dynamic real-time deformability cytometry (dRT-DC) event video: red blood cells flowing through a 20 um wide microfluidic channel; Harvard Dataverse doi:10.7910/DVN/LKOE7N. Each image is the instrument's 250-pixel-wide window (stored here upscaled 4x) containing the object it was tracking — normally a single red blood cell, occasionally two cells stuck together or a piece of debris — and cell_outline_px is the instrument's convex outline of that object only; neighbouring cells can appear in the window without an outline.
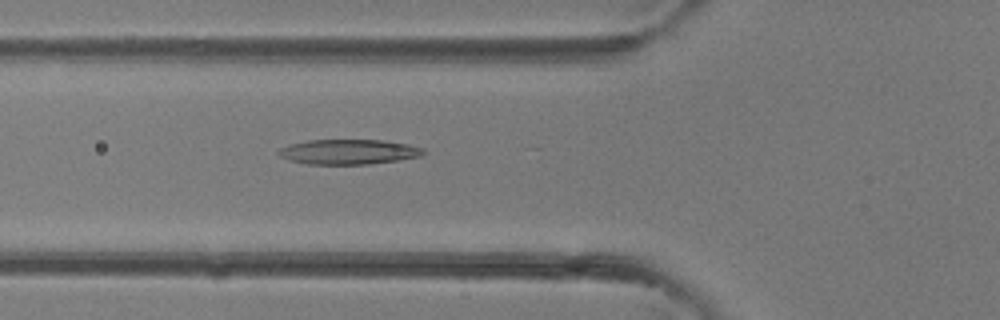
{"species": "common noctule bat (a hibernating species)", "species_latin": "Nyctalus noctula", "temperature_condition": "room temperature", "stored_images_in_passage": 36, "camera_frame_rate_fps": 3000, "um_per_image_px": 0.085, "animal": {"sex": "female"}, "frame": {"image": 1, "passage_image": 11, "time_ms": 3.333, "image_size_px": [1000, 320], "cell_outline_px": [[424, 152], [420, 156], [400, 160], [368, 164], [308, 164], [288, 160], [280, 156], [276, 152], [280, 148], [292, 144], [308, 140], [380, 140], [408, 144], [424, 148]], "centroid_in_image_um": [29.62, 12.91], "position_along_channel_um": 96.2, "area_um2": 20.98}}
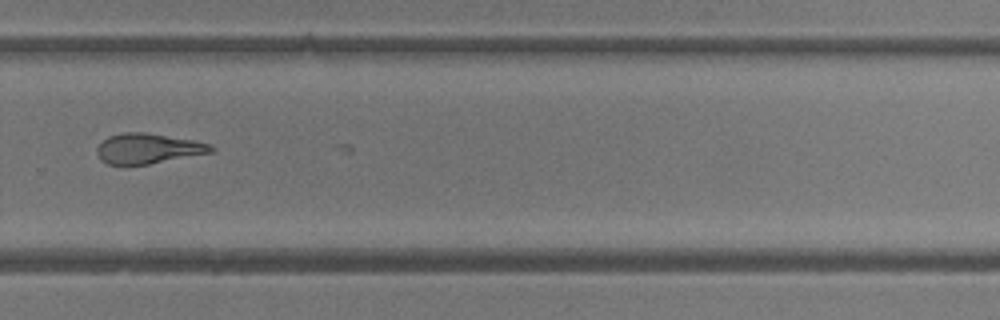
{"frame": {"image": 2, "passage_image": 24, "time_ms": 7.667, "image_size_px": [1000, 320], "cell_outline_px": [[216, 148], [212, 152], [148, 164], [108, 164], [100, 160], [96, 152], [96, 148], [108, 136], [124, 132], [144, 132], [192, 140], [212, 144]], "centroid_in_image_um": [12.57, 12.62], "position_along_channel_um": 317.2, "area_um2": 19.88}}
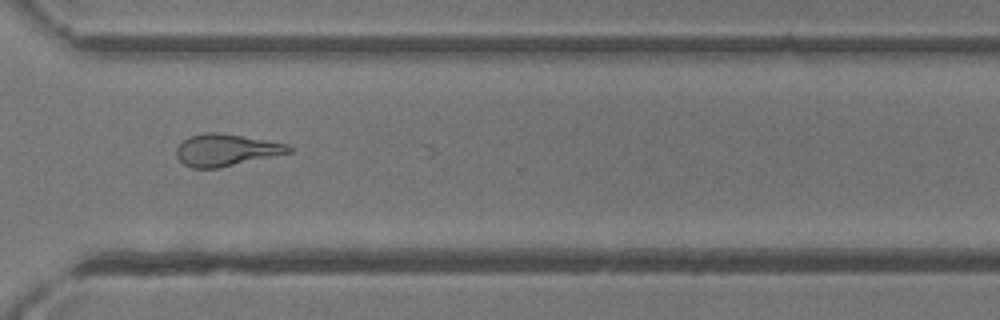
{"frame": {"image": 3, "passage_image": 26, "time_ms": 8.333, "image_size_px": [1000, 320], "cell_outline_px": [[292, 152], [220, 168], [192, 168], [184, 164], [176, 156], [176, 148], [184, 140], [192, 136], [204, 132], [220, 132], [288, 144], [292, 148]], "centroid_in_image_um": [19.22, 12.75], "position_along_channel_um": 351.4, "area_um2": 20.87}}